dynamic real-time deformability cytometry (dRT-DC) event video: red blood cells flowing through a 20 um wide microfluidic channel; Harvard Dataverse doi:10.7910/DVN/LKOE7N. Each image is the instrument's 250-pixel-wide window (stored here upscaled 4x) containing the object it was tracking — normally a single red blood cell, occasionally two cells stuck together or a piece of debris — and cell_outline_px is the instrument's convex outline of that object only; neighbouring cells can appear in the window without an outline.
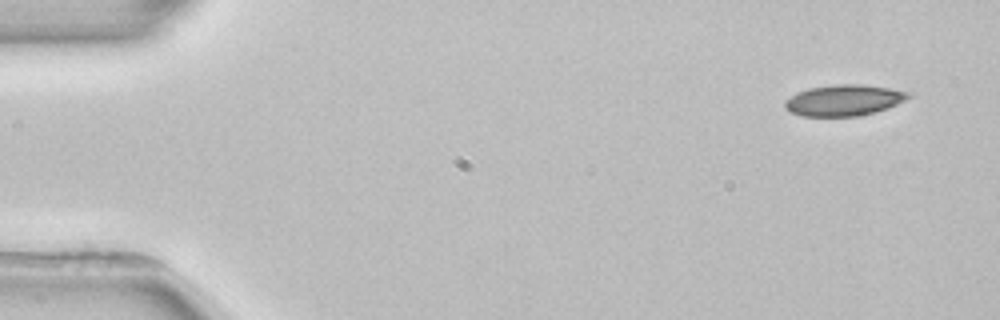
{"species": "common noctule bat (a hibernating species)", "species_latin": "Nyctalus noctula", "temperature_condition": "room temperature", "stored_images_in_passage": 5, "segment_of_instrument_passage": [1, 2], "camera_frame_rate_fps": 3000, "um_per_image_px": 0.085, "animal": {"sex": "female", "body_mass_g": 22.7, "forearm_length_mm": 54.2}, "frame": {"image": 1, "passage_image": 1, "time_ms": 0.0, "image_size_px": [1000, 320], "cell_outline_px": [[912, 96], [888, 108], [856, 116], [800, 116], [788, 112], [784, 108], [784, 100], [796, 92], [808, 88], [836, 84], [860, 84], [888, 88], [908, 92]], "centroid_in_image_um": [71.65, 8.52], "position_along_channel_um": 13.4, "area_um2": 22.37}}
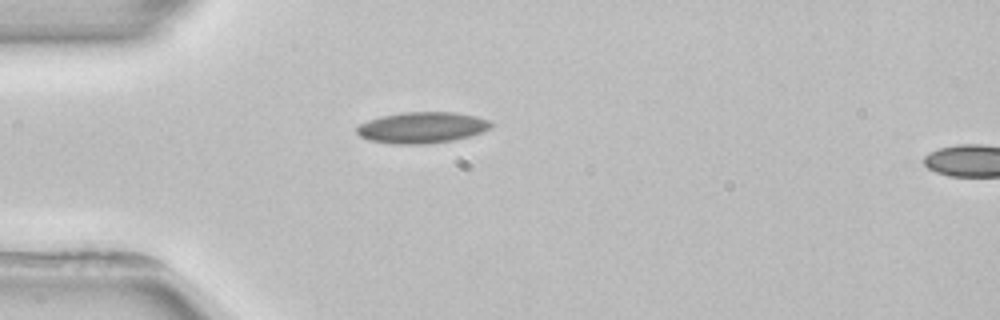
{"frame": {"image": 2, "passage_image": 4, "time_ms": 3.667, "image_size_px": [1000, 320], "cell_outline_px": [[492, 128], [468, 136], [452, 140], [424, 144], [396, 144], [368, 140], [360, 136], [356, 132], [356, 128], [360, 124], [368, 120], [380, 116], [400, 112], [456, 112], [476, 116], [488, 120], [492, 124]], "centroid_in_image_um": [35.84, 10.83], "position_along_channel_um": 49.2, "area_um2": 24.33}}